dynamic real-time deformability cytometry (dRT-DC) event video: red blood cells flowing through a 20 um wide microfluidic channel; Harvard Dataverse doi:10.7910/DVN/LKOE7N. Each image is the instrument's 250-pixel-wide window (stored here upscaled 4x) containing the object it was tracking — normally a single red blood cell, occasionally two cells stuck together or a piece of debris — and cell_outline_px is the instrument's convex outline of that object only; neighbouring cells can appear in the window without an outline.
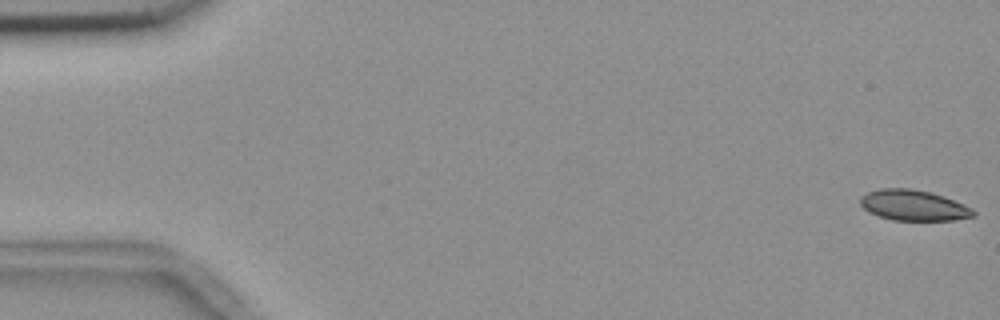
{"species": "common noctule bat (a hibernating species)", "species_latin": "Nyctalus noctula", "temperature_condition": "room temperature", "stored_images_in_passage": 21, "camera_frame_rate_fps": 3000, "um_per_image_px": 0.085, "animal": {"sex": "female", "body_mass_g": 18.4}, "frame": {"image": 1, "passage_image": 1, "time_ms": 0.0, "image_size_px": [1000, 320], "cell_outline_px": [[976, 216], [952, 220], [892, 220], [868, 212], [860, 204], [860, 196], [868, 192], [880, 188], [912, 188], [932, 192], [944, 196], [964, 204], [972, 208], [976, 212]], "centroid_in_image_um": [77.66, 17.44], "position_along_channel_um": 7.3, "area_um2": 20.35}}